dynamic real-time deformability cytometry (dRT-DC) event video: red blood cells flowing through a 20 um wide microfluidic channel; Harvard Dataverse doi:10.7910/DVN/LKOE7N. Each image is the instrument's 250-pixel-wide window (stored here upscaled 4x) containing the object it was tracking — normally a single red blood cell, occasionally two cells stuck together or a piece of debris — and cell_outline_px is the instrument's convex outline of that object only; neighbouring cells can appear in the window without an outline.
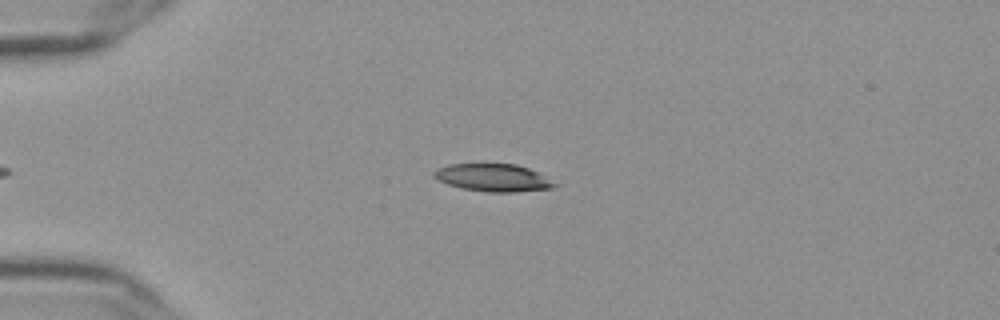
{"species": "Egyptian fruit bat (a non-hibernating species)", "species_latin": "Rousettus aegyptiacus", "temperature_condition": "cold", "stored_images_in_passage": 43, "camera_frame_rate_fps": 3000, "um_per_image_px": 0.085, "frame": {"image": 1, "passage_image": 7, "time_ms": 2.0, "image_size_px": [1000, 320], "cell_outline_px": [[560, 184], [552, 188], [516, 192], [484, 192], [460, 188], [436, 180], [432, 176], [432, 172], [448, 164], [480, 160], [516, 164], [528, 168]], "centroid_in_image_um": [41.85, 15.05], "position_along_channel_um": 43.2, "area_um2": 20.46}}
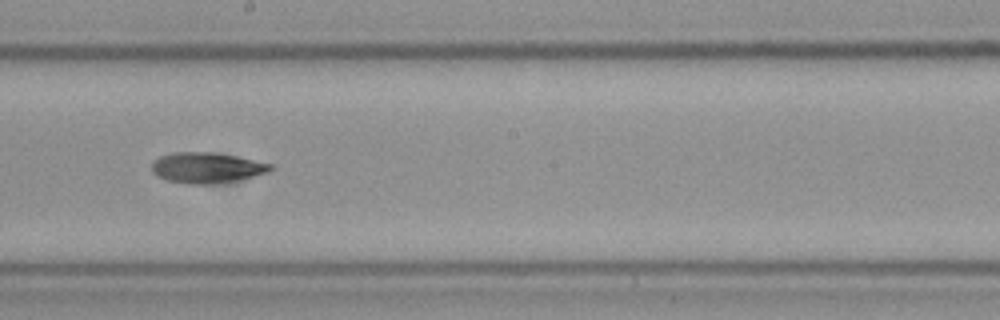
{"frame": {"image": 2, "passage_image": 25, "time_ms": 8.0, "image_size_px": [1000, 320], "cell_outline_px": [[276, 168], [268, 172], [236, 180], [212, 184], [188, 184], [168, 180], [156, 176], [152, 172], [152, 160], [160, 156], [172, 152], [212, 152], [236, 156], [272, 164]], "centroid_in_image_um": [17.55, 14.25], "position_along_channel_um": 230.7, "area_um2": 21.21}}
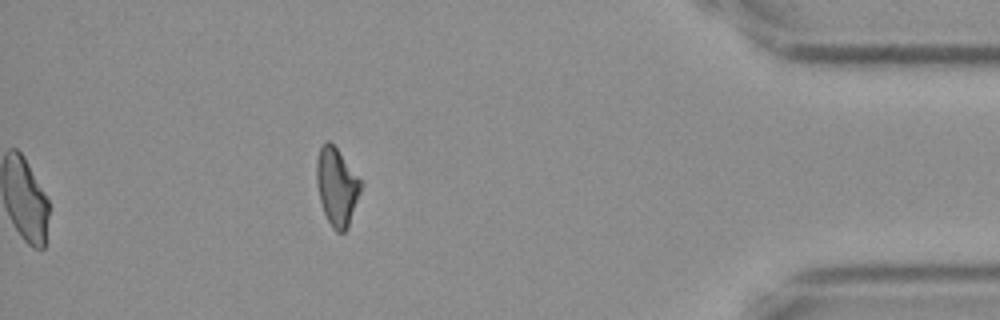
{"frame": {"image": 3, "passage_image": 43, "time_ms": 14.0, "image_size_px": [1000, 320], "cell_outline_px": [[364, 184], [348, 228], [344, 232], [336, 232], [332, 228], [324, 212], [320, 200], [316, 184], [316, 160], [320, 148], [328, 140], [336, 148]], "centroid_in_image_um": [28.64, 15.9], "position_along_channel_um": 406.6, "area_um2": 20.06}, "authors_computed_cell_mechanics": {"area_um2": 20.5768, "velocity_mm_per_s": 3.6349, "shape_relaxation_time_tau1_ms": 7.9193, "shape_relaxation_time_tau2_ms": 9.4038, "deformation_change_tau1": 0.1978, "deformation_change_tau2": 0.1834}}